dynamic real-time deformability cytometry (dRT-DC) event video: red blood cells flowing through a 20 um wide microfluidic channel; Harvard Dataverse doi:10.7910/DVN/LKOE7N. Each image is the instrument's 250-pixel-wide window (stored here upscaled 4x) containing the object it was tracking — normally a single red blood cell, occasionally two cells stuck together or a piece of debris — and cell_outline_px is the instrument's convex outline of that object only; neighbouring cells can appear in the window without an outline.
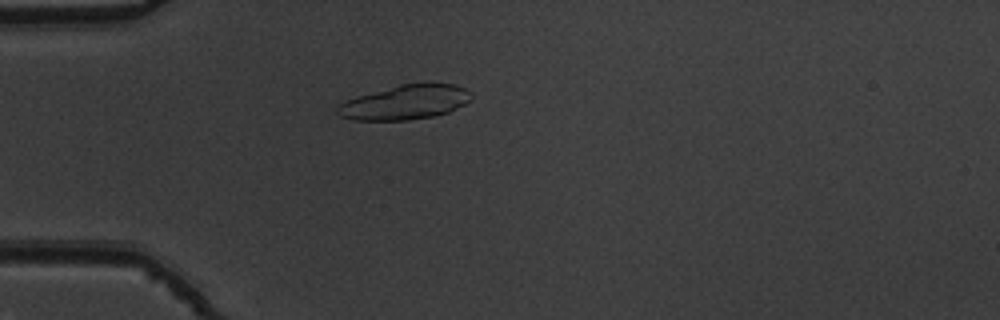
{"species": "common noctule bat (a hibernating species)", "species_latin": "Nyctalus noctula", "temperature_condition": "warm", "stored_images_in_passage": 50, "camera_frame_rate_fps": 3000, "um_per_image_px": 0.085, "animal": {"sex": "male", "body_mass_g": 19.5, "forearm_length_mm": 54.6}, "frame": {"image": 1, "passage_image": 12, "time_ms": 3.667, "image_size_px": [1000, 320], "cell_outline_px": [[472, 100], [448, 112], [436, 116], [408, 120], [352, 120], [340, 116], [336, 112], [336, 108], [344, 100], [400, 84], [452, 84], [464, 88], [472, 92]], "centroid_in_image_um": [34.43, 8.71], "position_along_channel_um": 50.6, "area_um2": 26.76}}
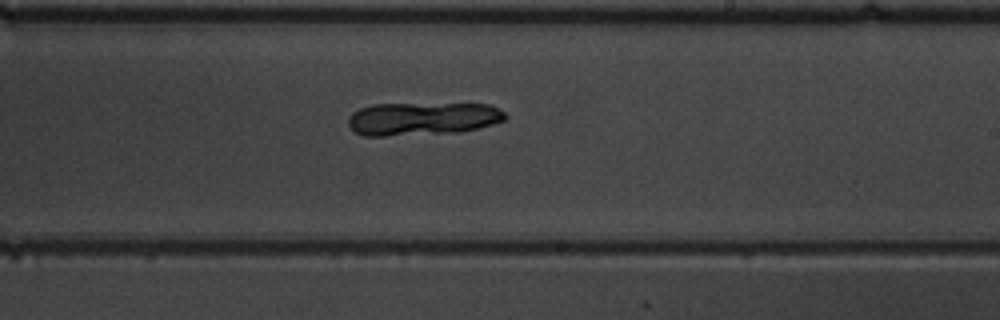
{"frame": {"image": 2, "passage_image": 29, "time_ms": 9.333, "image_size_px": [1000, 320], "cell_outline_px": [[508, 116], [504, 120], [492, 124], [476, 128], [456, 132], [384, 136], [364, 136], [356, 132], [348, 124], [348, 120], [352, 112], [360, 108], [372, 104], [488, 104], [504, 112]], "centroid_in_image_um": [35.88, 10.08], "position_along_channel_um": 253.1, "area_um2": 30.0}}
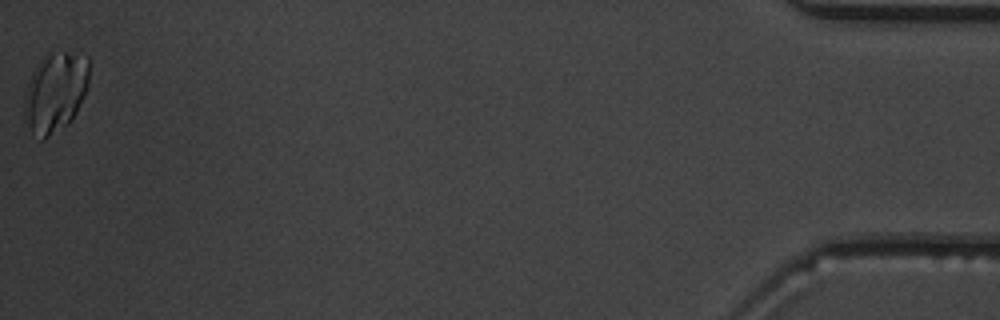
{"frame": {"image": 3, "passage_image": 50, "time_ms": 16.333, "image_size_px": [1000, 320], "cell_outline_px": [[88, 88], [72, 120], [68, 124], [44, 140], [40, 140], [32, 132], [28, 124], [24, 112], [24, 100], [28, 84], [32, 72], [40, 60], [52, 48], [88, 56]], "centroid_in_image_um": [4.71, 7.79], "position_along_channel_um": 430.5, "area_um2": 30.52}, "authors_computed_cell_mechanics": {"area_um2": 29.4202, "velocity_mm_per_s": 3.8347, "shape_relaxation_time_tau1_ms": 4.5959, "shape_relaxation_time_tau2_ms": null, "deformation_change_tau1": 0.0964, "deformation_change_tau2": null}}